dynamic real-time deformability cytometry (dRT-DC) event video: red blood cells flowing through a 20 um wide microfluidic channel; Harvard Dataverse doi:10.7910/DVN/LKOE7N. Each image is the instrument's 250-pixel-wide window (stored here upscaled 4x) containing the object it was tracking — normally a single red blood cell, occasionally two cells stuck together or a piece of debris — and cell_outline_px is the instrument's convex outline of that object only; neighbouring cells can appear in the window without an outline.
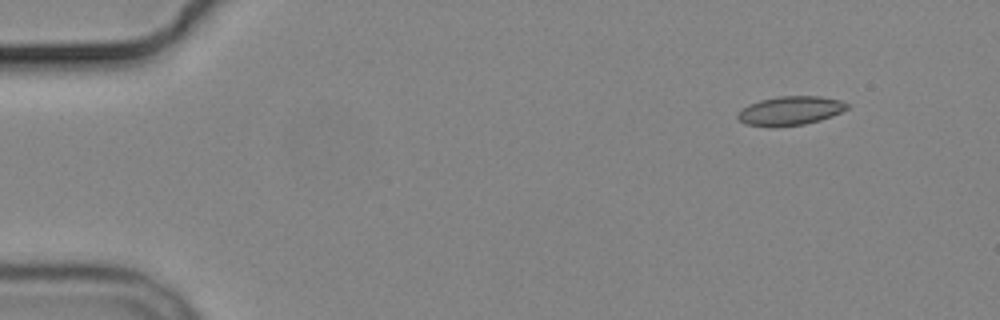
{"species": "common noctule bat (a hibernating species)", "species_latin": "Nyctalus noctula", "temperature_condition": "cold", "stored_images_in_passage": 5, "camera_frame_rate_fps": 3000, "um_per_image_px": 0.085, "animal": {"sex": "male", "body_mass_g": 19.2, "forearm_length_mm": 51.8}, "frame": {"image": 1, "passage_image": 1, "time_ms": 0.0, "image_size_px": [1000, 320], "cell_outline_px": [[848, 108], [832, 116], [820, 120], [804, 124], [744, 124], [736, 116], [740, 108], [748, 104], [760, 100], [780, 96], [820, 96], [840, 100], [848, 104]], "centroid_in_image_um": [67.18, 9.36], "position_along_channel_um": 17.8, "area_um2": 17.8}}
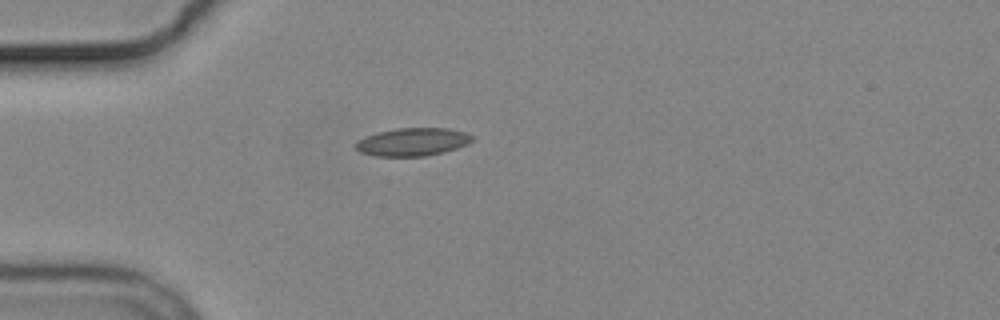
{"frame": {"image": 2, "passage_image": 4, "time_ms": 3.333, "image_size_px": [1000, 320], "cell_outline_px": [[472, 140], [468, 144], [444, 152], [424, 156], [376, 156], [360, 152], [356, 148], [356, 144], [360, 140], [368, 136], [380, 132], [396, 128], [448, 128], [464, 132], [472, 136]], "centroid_in_image_um": [35.1, 12.06], "position_along_channel_um": 49.9, "area_um2": 18.67}}